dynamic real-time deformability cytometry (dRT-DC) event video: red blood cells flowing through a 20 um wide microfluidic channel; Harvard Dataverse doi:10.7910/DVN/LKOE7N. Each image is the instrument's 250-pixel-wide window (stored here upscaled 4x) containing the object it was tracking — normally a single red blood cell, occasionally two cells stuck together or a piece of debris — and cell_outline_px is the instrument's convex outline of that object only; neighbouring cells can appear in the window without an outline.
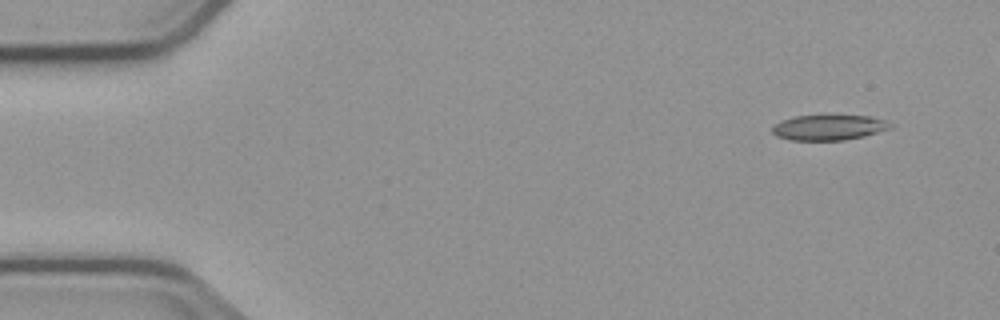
{"species": "common noctule bat (a hibernating species)", "species_latin": "Nyctalus noctula", "temperature_condition": "cold", "stored_images_in_passage": 5, "camera_frame_rate_fps": 3000, "um_per_image_px": 0.085, "animal": {"sex": "male", "body_mass_g": 23.1, "forearm_length_mm": 52.7}, "frame": {"image": 1, "passage_image": 1, "time_ms": 0.0, "image_size_px": [1000, 320], "cell_outline_px": [[892, 128], [864, 136], [844, 140], [788, 140], [776, 136], [772, 132], [772, 124], [780, 120], [796, 116], [868, 116], [884, 120], [892, 124]], "centroid_in_image_um": [70.4, 10.84], "position_along_channel_um": 14.6, "area_um2": 17.4}}